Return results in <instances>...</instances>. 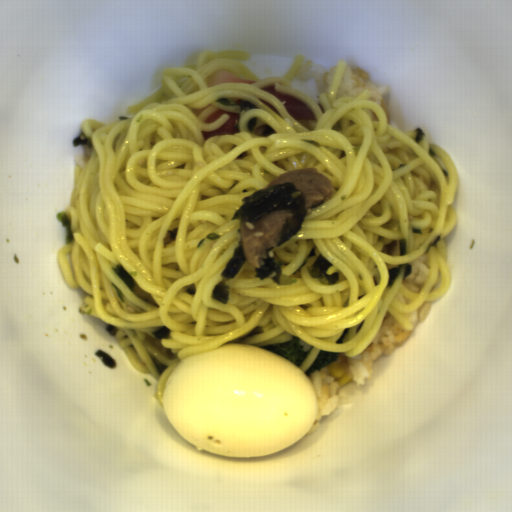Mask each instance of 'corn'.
<instances>
[{"instance_id":"corn-1","label":"corn","mask_w":512,"mask_h":512,"mask_svg":"<svg viewBox=\"0 0 512 512\" xmlns=\"http://www.w3.org/2000/svg\"><path fill=\"white\" fill-rule=\"evenodd\" d=\"M327 372L332 373L338 389L349 383L351 379L348 356L345 353H339L335 362L329 364L326 368Z\"/></svg>"}]
</instances>
